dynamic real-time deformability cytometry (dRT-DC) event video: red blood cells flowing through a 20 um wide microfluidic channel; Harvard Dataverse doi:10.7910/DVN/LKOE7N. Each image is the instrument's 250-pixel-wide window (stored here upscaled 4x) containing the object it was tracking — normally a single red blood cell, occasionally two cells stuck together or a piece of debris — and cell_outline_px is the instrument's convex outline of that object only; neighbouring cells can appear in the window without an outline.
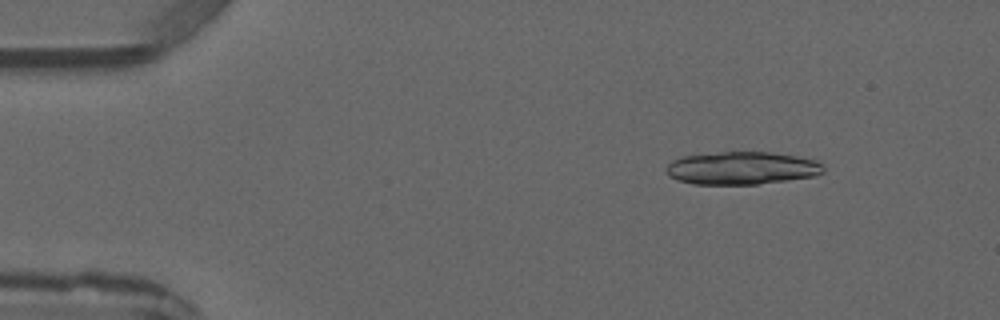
{"species": "common noctule bat (a hibernating species)", "species_latin": "Nyctalus noctula", "temperature_condition": "warm", "stored_images_in_passage": 3, "camera_frame_rate_fps": 3000, "um_per_image_px": 0.085, "animal": {"sex": "male", "forearm_length_mm": 52.5}, "frame": {"image": 1, "passage_image": 3, "time_ms": 3.0, "image_size_px": [1000, 320], "cell_outline_px": [[824, 172], [816, 176], [756, 184], [692, 184], [676, 180], [668, 176], [664, 168], [672, 160], [684, 156], [720, 152], [772, 152], [796, 156], [816, 160], [824, 164]], "centroid_in_image_um": [63.05, 14.29], "position_along_channel_um": 22.0, "area_um2": 30.23}}